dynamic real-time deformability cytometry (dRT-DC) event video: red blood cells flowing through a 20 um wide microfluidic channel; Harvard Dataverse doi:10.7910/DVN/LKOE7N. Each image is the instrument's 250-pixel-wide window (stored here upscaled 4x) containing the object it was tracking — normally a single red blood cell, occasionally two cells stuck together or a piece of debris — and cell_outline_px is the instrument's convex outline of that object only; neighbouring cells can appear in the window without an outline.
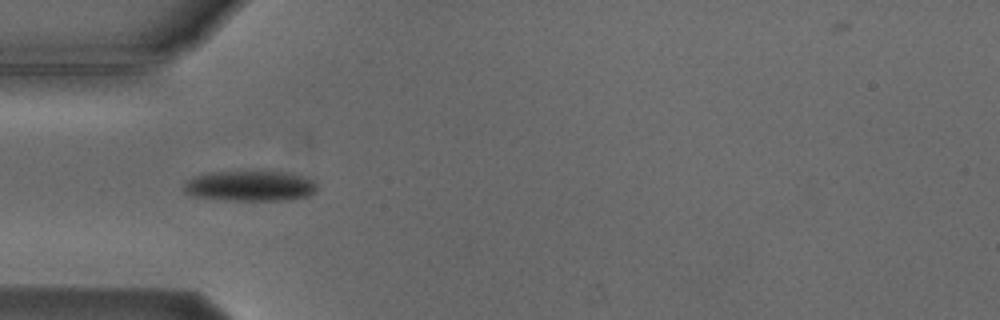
{"species": "Egyptian fruit bat (a non-hibernating species)", "species_latin": "Rousettus aegyptiacus", "temperature_condition": "cold", "stored_images_in_passage": 5, "camera_frame_rate_fps": 3000, "um_per_image_px": 0.085, "animal": {"sex": "male"}, "frame": {"image": 1, "passage_image": 4, "time_ms": 4.333, "image_size_px": [1000, 320], "cell_outline_px": [[316, 192], [308, 196], [292, 200], [224, 200], [192, 196], [184, 192], [184, 180], [208, 172], [292, 172], [316, 180]], "centroid_in_image_um": [21.28, 15.81], "position_along_channel_um": 63.7, "area_um2": 23.93}}